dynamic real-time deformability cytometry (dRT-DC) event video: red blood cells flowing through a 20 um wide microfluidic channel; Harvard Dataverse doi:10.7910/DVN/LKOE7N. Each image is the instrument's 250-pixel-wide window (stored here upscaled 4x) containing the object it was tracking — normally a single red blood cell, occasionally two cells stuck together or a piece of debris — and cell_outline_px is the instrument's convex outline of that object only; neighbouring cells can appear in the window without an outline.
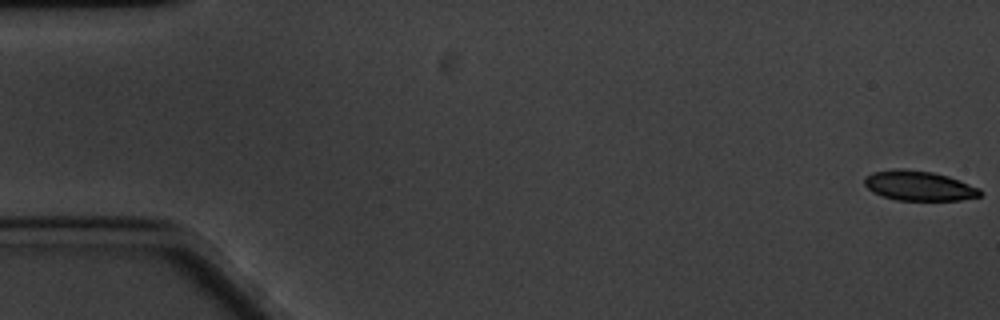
{"species": "common noctule bat (a hibernating species)", "species_latin": "Nyctalus noctula", "temperature_condition": "cold", "stored_images_in_passage": 61, "camera_frame_rate_fps": 3000, "um_per_image_px": 0.085, "animal": {"sex": "male", "body_mass_g": 20.1, "forearm_length_mm": 53.5}, "frame": {"image": 1, "passage_image": 1, "time_ms": 0.0, "image_size_px": [1000, 320], "cell_outline_px": [[984, 192], [980, 196], [960, 200], [896, 200], [872, 192], [864, 184], [864, 176], [872, 172], [896, 168], [900, 168], [932, 172], [948, 176], [980, 188]], "centroid_in_image_um": [78.1, 15.78], "position_along_channel_um": 6.9, "area_um2": 20.17}}
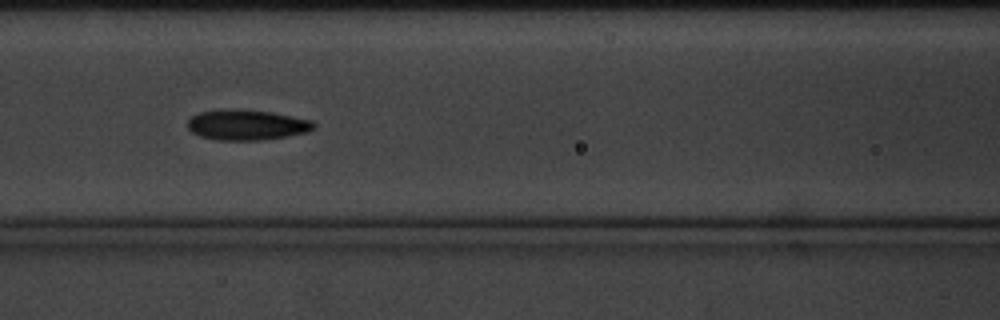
{"frame": {"image": 2, "passage_image": 26, "time_ms": 8.333, "image_size_px": [1000, 320], "cell_outline_px": [[316, 128], [308, 132], [288, 136], [260, 140], [216, 140], [200, 136], [192, 132], [188, 128], [188, 120], [192, 116], [200, 112], [220, 108], [272, 112], [312, 120], [316, 124]], "centroid_in_image_um": [20.99, 10.61], "position_along_channel_um": 145.6, "area_um2": 22.48}}
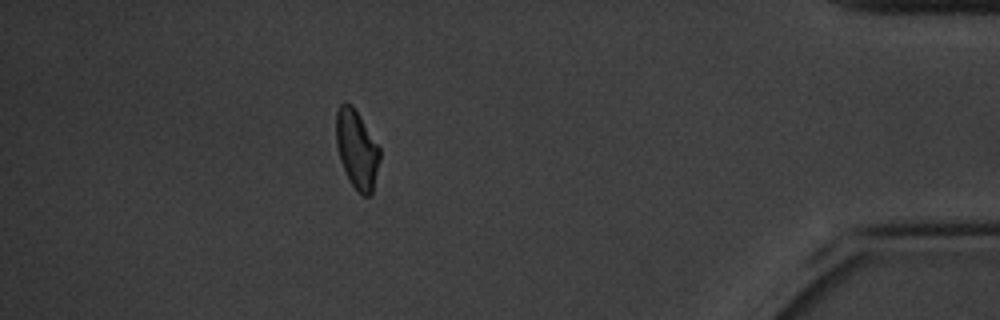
{"frame": {"image": 3, "passage_image": 54, "time_ms": 17.667, "image_size_px": [1000, 320], "cell_outline_px": [[380, 160], [372, 196], [364, 196], [352, 184], [340, 160], [336, 144], [336, 112], [340, 104], [344, 100], [352, 104], [360, 116], [380, 148]], "centroid_in_image_um": [30.34, 12.66], "position_along_channel_um": 404.9, "area_um2": 20.0}, "authors_computed_cell_mechanics": {"area_um2": 21.2126, "velocity_mm_per_s": 3.301, "shape_relaxation_time_tau1_ms": 2.2549, "shape_relaxation_time_tau2_ms": 4.033, "deformation_change_tau1": 0.1226, "deformation_change_tau2": 0.099}}